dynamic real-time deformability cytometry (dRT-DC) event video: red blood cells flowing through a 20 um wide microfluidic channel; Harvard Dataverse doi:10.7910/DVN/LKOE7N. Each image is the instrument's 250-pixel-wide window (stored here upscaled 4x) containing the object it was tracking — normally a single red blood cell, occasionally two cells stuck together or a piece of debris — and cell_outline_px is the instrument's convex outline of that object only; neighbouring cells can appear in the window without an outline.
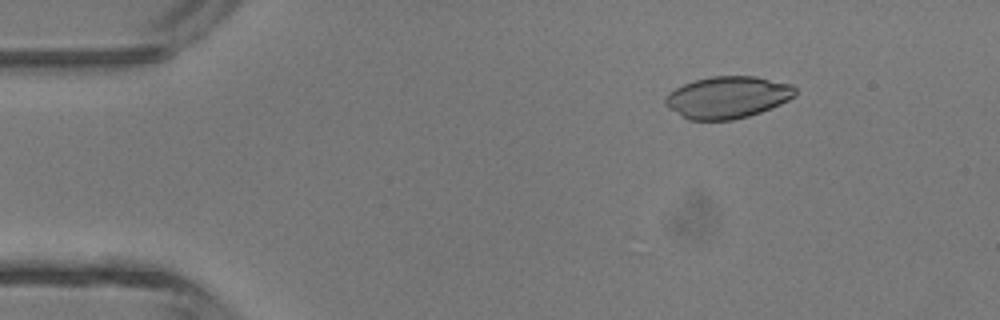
{"species": "common noctule bat (a hibernating species)", "species_latin": "Nyctalus noctula", "temperature_condition": "room temperature", "stored_images_in_passage": 2, "camera_frame_rate_fps": 3000, "um_per_image_px": 0.085, "animal": {"sex": "male", "body_mass_g": 13.3}, "frame": {"image": 1, "passage_image": 1, "time_ms": 0.0, "image_size_px": [1000, 320], "cell_outline_px": [[796, 96], [780, 104], [760, 112], [748, 116], [732, 120], [688, 120], [668, 108], [664, 104], [664, 100], [668, 92], [684, 84], [696, 80], [712, 76], [756, 76], [792, 84], [796, 88]], "centroid_in_image_um": [61.84, 8.27], "position_along_channel_um": 23.2, "area_um2": 31.85}}